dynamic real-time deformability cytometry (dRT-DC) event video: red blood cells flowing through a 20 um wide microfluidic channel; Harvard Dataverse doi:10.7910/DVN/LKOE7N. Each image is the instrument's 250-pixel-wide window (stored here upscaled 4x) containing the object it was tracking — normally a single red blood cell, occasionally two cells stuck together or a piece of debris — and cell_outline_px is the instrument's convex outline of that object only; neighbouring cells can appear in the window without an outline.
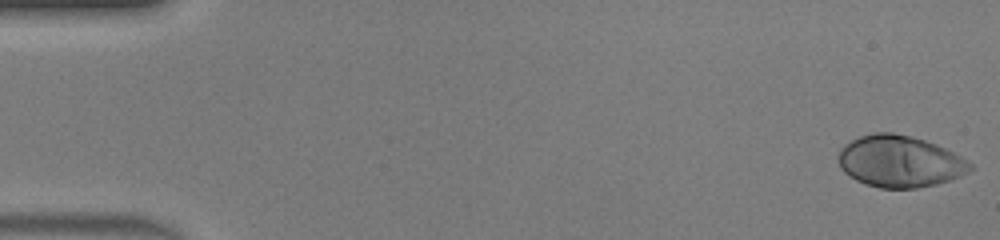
{"species": "human", "species_latin": "Homo sapiens", "temperature_condition": "warm", "stored_images_in_passage": 46, "camera_frame_rate_fps": 3000, "um_per_image_px": 0.085, "donor": {"sex": "male"}, "frame": {"image": 1, "passage_image": 1, "time_ms": 0.0, "image_size_px": [1000, 240], "cell_outline_px": [[976, 168], [960, 176], [936, 184], [916, 188], [880, 188], [864, 184], [856, 180], [844, 172], [840, 168], [836, 156], [840, 148], [844, 144], [860, 136], [872, 132], [892, 132], [912, 136], [936, 144], [960, 156], [972, 164]], "centroid_in_image_um": [76.44, 13.71], "position_along_channel_um": 8.6, "area_um2": 39.94}}
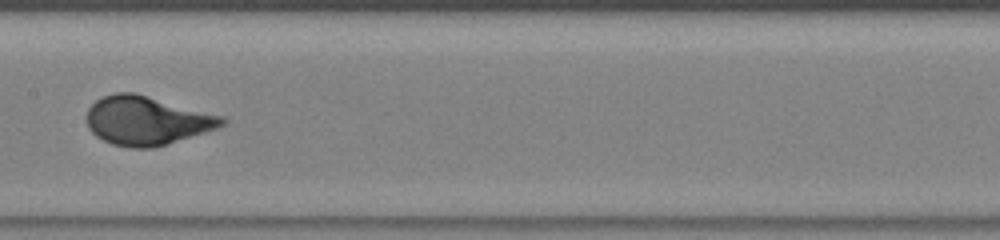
{"frame": {"image": 2, "passage_image": 24, "time_ms": 7.667, "image_size_px": [1000, 240], "cell_outline_px": [[228, 120], [224, 124], [216, 128], [156, 148], [132, 148], [112, 144], [96, 136], [88, 128], [88, 108], [96, 100], [104, 96], [116, 92], [136, 92], [224, 116]], "centroid_in_image_um": [12.49, 10.24], "position_along_channel_um": 194.9, "area_um2": 38.55}}
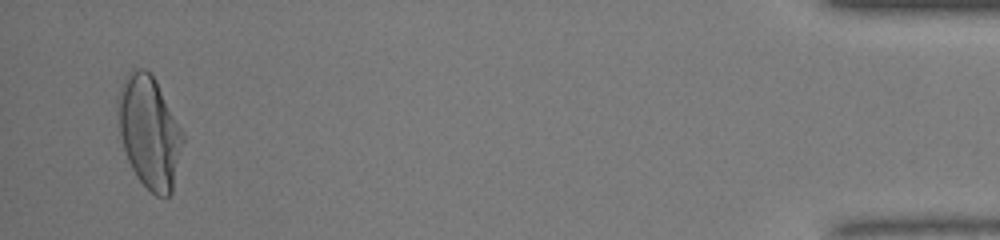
{"frame": {"image": 3, "passage_image": 45, "time_ms": 14.667, "image_size_px": [1000, 240], "cell_outline_px": [[184, 140], [172, 192], [168, 196], [156, 196], [136, 176], [128, 160], [120, 136], [116, 108], [116, 100], [124, 76], [132, 68], [144, 68], [156, 80], [184, 132]], "centroid_in_image_um": [12.68, 11.18], "position_along_channel_um": 422.5, "area_um2": 42.66}, "authors_computed_cell_mechanics": {"area_um2": 38.148, "velocity_mm_per_s": 4.4192, "shape_relaxation_time_tau1_ms": 2.9164, "shape_relaxation_time_tau2_ms": null, "deformation_change_tau1": 0.2199, "deformation_change_tau2": null}}